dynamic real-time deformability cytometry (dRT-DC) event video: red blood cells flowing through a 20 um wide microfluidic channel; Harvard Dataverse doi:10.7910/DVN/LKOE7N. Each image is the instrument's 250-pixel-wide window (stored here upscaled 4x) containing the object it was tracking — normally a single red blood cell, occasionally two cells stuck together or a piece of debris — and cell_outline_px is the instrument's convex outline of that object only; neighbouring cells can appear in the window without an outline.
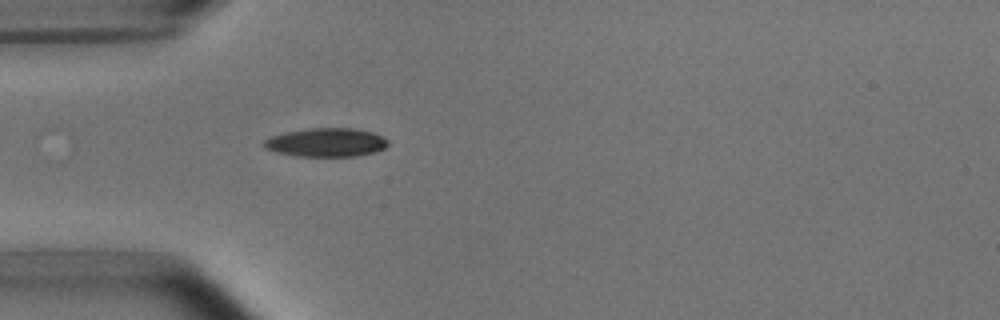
{"species": "common noctule bat (a hibernating species)", "species_latin": "Nyctalus noctula", "temperature_condition": "room temperature", "stored_images_in_passage": 1, "camera_frame_rate_fps": 3000, "um_per_image_px": 0.085, "animal": {"sex": "male", "body_mass_g": 15.6}, "frame": {"image": 1, "passage_image": 1, "time_ms": 0.0, "image_size_px": [1000, 320], "cell_outline_px": [[388, 144], [384, 148], [376, 152], [356, 156], [296, 156], [276, 152], [264, 148], [260, 144], [264, 140], [272, 136], [284, 132], [308, 128], [352, 128], [372, 132], [388, 140]], "centroid_in_image_um": [27.69, 12.11], "position_along_channel_um": 57.3, "area_um2": 20.81}}